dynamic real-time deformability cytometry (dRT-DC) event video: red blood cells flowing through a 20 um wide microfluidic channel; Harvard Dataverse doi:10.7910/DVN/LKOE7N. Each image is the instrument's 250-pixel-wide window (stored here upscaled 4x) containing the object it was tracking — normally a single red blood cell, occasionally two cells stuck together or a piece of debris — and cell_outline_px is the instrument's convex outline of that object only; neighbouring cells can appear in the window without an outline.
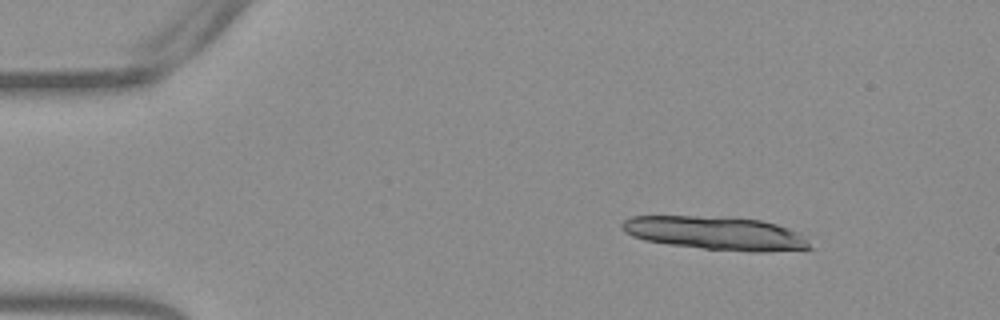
{"species": "Egyptian fruit bat (a non-hibernating species)", "species_latin": "Rousettus aegyptiacus", "temperature_condition": "warm", "stored_images_in_passage": 10, "camera_frame_rate_fps": 3000, "um_per_image_px": 0.085, "frame": {"image": 1, "passage_image": 1, "time_ms": 0.0, "image_size_px": [1000, 320], "cell_outline_px": [[812, 248], [768, 252], [752, 252], [704, 248], [668, 244], [644, 240], [632, 236], [624, 232], [620, 228], [620, 224], [624, 220], [632, 216], [728, 216], [760, 220], [776, 224], [800, 232], [808, 240]], "centroid_in_image_um": [60.84, 19.81], "position_along_channel_um": 24.2, "area_um2": 36.93}}